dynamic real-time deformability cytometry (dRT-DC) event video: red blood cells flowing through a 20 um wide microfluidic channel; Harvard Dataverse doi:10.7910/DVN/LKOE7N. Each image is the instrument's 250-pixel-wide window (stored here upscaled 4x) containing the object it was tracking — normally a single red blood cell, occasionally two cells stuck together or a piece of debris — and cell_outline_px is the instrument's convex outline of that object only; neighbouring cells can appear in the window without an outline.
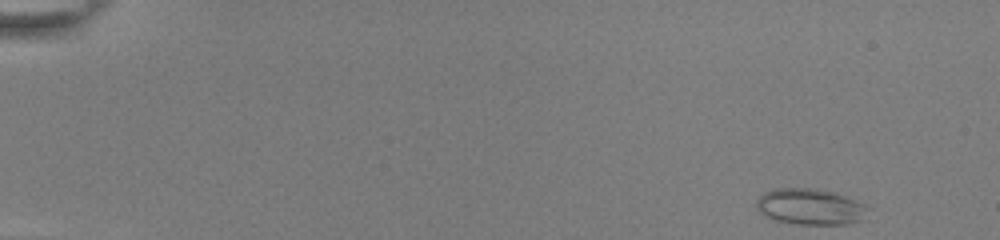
{"species": "common noctule bat (a hibernating species)", "species_latin": "Nyctalus noctula", "temperature_condition": "room temperature", "stored_images_in_passage": 50, "camera_frame_rate_fps": 3000, "um_per_image_px": 0.085, "animal": {"sex": "female", "body_mass_g": 22.0, "forearm_length_mm": 56.7}, "frame": {"image": 1, "passage_image": 1, "time_ms": 0.0, "image_size_px": [1000, 240], "cell_outline_px": [[872, 208], [860, 220], [848, 224], [800, 224], [776, 220], [760, 212], [756, 208], [756, 200], [764, 192], [776, 188], [816, 188], [836, 192], [864, 204]], "centroid_in_image_um": [68.89, 17.55], "position_along_channel_um": 16.1, "area_um2": 23.47}}
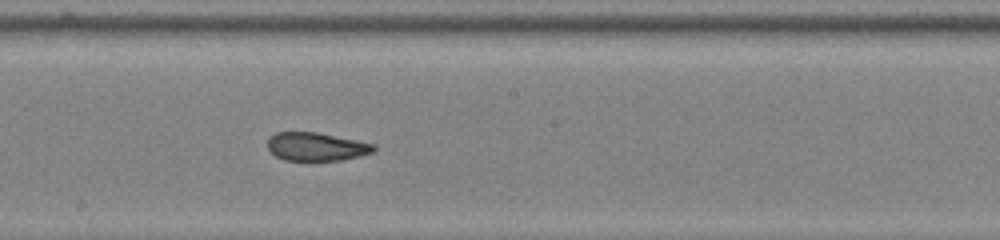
{"frame": {"image": 2, "passage_image": 28, "time_ms": 9.0, "image_size_px": [1000, 240], "cell_outline_px": [[376, 148], [372, 152], [360, 156], [340, 160], [284, 160], [276, 156], [268, 148], [268, 140], [276, 132], [316, 132], [376, 144]], "centroid_in_image_um": [26.9, 12.46], "position_along_channel_um": 221.3, "area_um2": 17.34}}
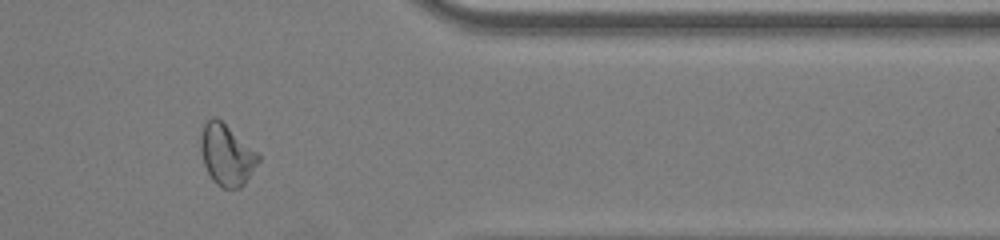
{"frame": {"image": 3, "passage_image": 42, "time_ms": 13.667, "image_size_px": [1000, 240], "cell_outline_px": [[260, 160], [244, 184], [240, 188], [224, 188], [216, 184], [212, 180], [204, 164], [200, 148], [200, 136], [204, 124], [212, 116], [216, 116], [256, 152], [260, 156]], "centroid_in_image_um": [19.24, 13.17], "position_along_channel_um": 392.2, "area_um2": 20.23}, "authors_computed_cell_mechanics": {"area_um2": 19.8543, "velocity_mm_per_s": 3.8833, "shape_relaxation_time_tau1_ms": null, "shape_relaxation_time_tau2_ms": 1.6375, "deformation_change_tau1": null, "deformation_change_tau2": 0.0664}}